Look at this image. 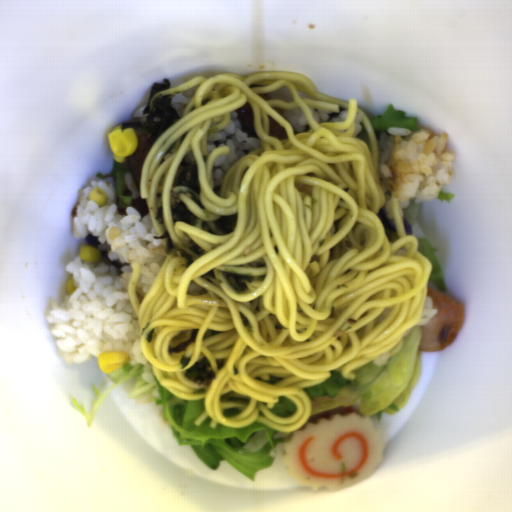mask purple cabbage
Wrapping results in <instances>:
<instances>
[{
  "label": "purple cabbage",
  "instance_id": "purple-cabbage-1",
  "mask_svg": "<svg viewBox=\"0 0 512 512\" xmlns=\"http://www.w3.org/2000/svg\"><path fill=\"white\" fill-rule=\"evenodd\" d=\"M377 216H378V218H379V220H380V222L382 223L383 226H385L388 229H390V230H392V231H394V232L399 234L396 219L388 218V212L386 211L384 205L378 211Z\"/></svg>",
  "mask_w": 512,
  "mask_h": 512
},
{
  "label": "purple cabbage",
  "instance_id": "purple-cabbage-2",
  "mask_svg": "<svg viewBox=\"0 0 512 512\" xmlns=\"http://www.w3.org/2000/svg\"><path fill=\"white\" fill-rule=\"evenodd\" d=\"M84 243L85 245L96 247V249L99 245H101V242L97 239V237L91 233L84 238Z\"/></svg>",
  "mask_w": 512,
  "mask_h": 512
},
{
  "label": "purple cabbage",
  "instance_id": "purple-cabbage-3",
  "mask_svg": "<svg viewBox=\"0 0 512 512\" xmlns=\"http://www.w3.org/2000/svg\"><path fill=\"white\" fill-rule=\"evenodd\" d=\"M402 221H403V227L405 229V232L407 235H413V227L411 225V223L409 222V220L407 218H403L402 217Z\"/></svg>",
  "mask_w": 512,
  "mask_h": 512
}]
</instances>
